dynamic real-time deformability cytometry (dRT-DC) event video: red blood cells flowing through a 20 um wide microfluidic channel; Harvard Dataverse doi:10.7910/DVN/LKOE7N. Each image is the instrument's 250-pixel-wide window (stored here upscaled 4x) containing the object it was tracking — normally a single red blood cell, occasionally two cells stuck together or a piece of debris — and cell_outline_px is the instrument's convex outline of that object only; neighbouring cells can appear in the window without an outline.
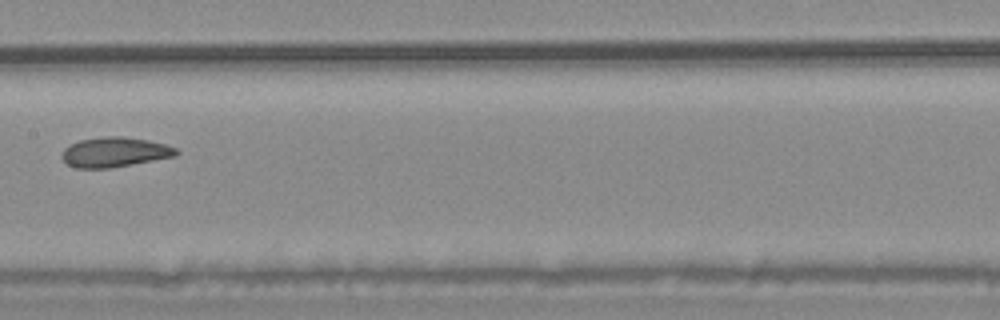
{"species": "common noctule bat (a hibernating species)", "species_latin": "Nyctalus noctula", "temperature_condition": "warm", "stored_images_in_passage": 6, "camera_frame_rate_fps": 3000, "um_per_image_px": 0.085, "animal": {"sex": "male", "body_mass_g": 20.4}, "frame": {"image": 1, "passage_image": 6, "time_ms": 1.667, "image_size_px": [1000, 320], "cell_outline_px": [[180, 152], [176, 156], [112, 168], [76, 168], [68, 164], [60, 156], [64, 148], [80, 140], [108, 136], [120, 136], [148, 140], [164, 144], [176, 148]], "centroid_in_image_um": [9.76, 12.94], "position_along_channel_um": 197.6, "area_um2": 19.83}}